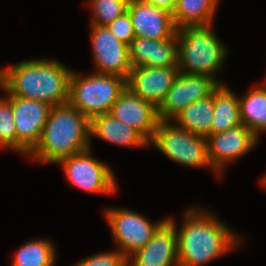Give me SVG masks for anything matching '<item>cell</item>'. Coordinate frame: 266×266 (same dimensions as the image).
Listing matches in <instances>:
<instances>
[{
	"instance_id": "18",
	"label": "cell",
	"mask_w": 266,
	"mask_h": 266,
	"mask_svg": "<svg viewBox=\"0 0 266 266\" xmlns=\"http://www.w3.org/2000/svg\"><path fill=\"white\" fill-rule=\"evenodd\" d=\"M90 139L93 136L102 140L127 147H144L149 142L135 129L120 122L111 113L90 119Z\"/></svg>"
},
{
	"instance_id": "7",
	"label": "cell",
	"mask_w": 266,
	"mask_h": 266,
	"mask_svg": "<svg viewBox=\"0 0 266 266\" xmlns=\"http://www.w3.org/2000/svg\"><path fill=\"white\" fill-rule=\"evenodd\" d=\"M106 220L112 229L118 251L127 259L139 249H142L152 238L158 228L168 219L158 223L148 221L141 214L129 209H108Z\"/></svg>"
},
{
	"instance_id": "10",
	"label": "cell",
	"mask_w": 266,
	"mask_h": 266,
	"mask_svg": "<svg viewBox=\"0 0 266 266\" xmlns=\"http://www.w3.org/2000/svg\"><path fill=\"white\" fill-rule=\"evenodd\" d=\"M218 85L209 76L179 72L158 108L159 120H172L191 103L209 96Z\"/></svg>"
},
{
	"instance_id": "28",
	"label": "cell",
	"mask_w": 266,
	"mask_h": 266,
	"mask_svg": "<svg viewBox=\"0 0 266 266\" xmlns=\"http://www.w3.org/2000/svg\"><path fill=\"white\" fill-rule=\"evenodd\" d=\"M143 2L153 5L158 8H163L170 13H173L176 5H177V0H142Z\"/></svg>"
},
{
	"instance_id": "1",
	"label": "cell",
	"mask_w": 266,
	"mask_h": 266,
	"mask_svg": "<svg viewBox=\"0 0 266 266\" xmlns=\"http://www.w3.org/2000/svg\"><path fill=\"white\" fill-rule=\"evenodd\" d=\"M71 72L56 60H24L0 69V87L9 96L38 100L53 107L68 102Z\"/></svg>"
},
{
	"instance_id": "8",
	"label": "cell",
	"mask_w": 266,
	"mask_h": 266,
	"mask_svg": "<svg viewBox=\"0 0 266 266\" xmlns=\"http://www.w3.org/2000/svg\"><path fill=\"white\" fill-rule=\"evenodd\" d=\"M91 148L63 158L62 164L67 179L79 189L102 194L116 190L115 176L111 168L91 156Z\"/></svg>"
},
{
	"instance_id": "16",
	"label": "cell",
	"mask_w": 266,
	"mask_h": 266,
	"mask_svg": "<svg viewBox=\"0 0 266 266\" xmlns=\"http://www.w3.org/2000/svg\"><path fill=\"white\" fill-rule=\"evenodd\" d=\"M127 11L132 20L135 37L165 40L177 33L172 13L163 8L142 0H129Z\"/></svg>"
},
{
	"instance_id": "2",
	"label": "cell",
	"mask_w": 266,
	"mask_h": 266,
	"mask_svg": "<svg viewBox=\"0 0 266 266\" xmlns=\"http://www.w3.org/2000/svg\"><path fill=\"white\" fill-rule=\"evenodd\" d=\"M184 214L183 226L176 228L179 266H202L239 245L240 237L211 212L190 208Z\"/></svg>"
},
{
	"instance_id": "23",
	"label": "cell",
	"mask_w": 266,
	"mask_h": 266,
	"mask_svg": "<svg viewBox=\"0 0 266 266\" xmlns=\"http://www.w3.org/2000/svg\"><path fill=\"white\" fill-rule=\"evenodd\" d=\"M48 239L32 240L23 244L14 255L12 266H54L56 248Z\"/></svg>"
},
{
	"instance_id": "9",
	"label": "cell",
	"mask_w": 266,
	"mask_h": 266,
	"mask_svg": "<svg viewBox=\"0 0 266 266\" xmlns=\"http://www.w3.org/2000/svg\"><path fill=\"white\" fill-rule=\"evenodd\" d=\"M7 99L12 104L17 152L28 155L41 139L52 106L38 100L16 96H7Z\"/></svg>"
},
{
	"instance_id": "26",
	"label": "cell",
	"mask_w": 266,
	"mask_h": 266,
	"mask_svg": "<svg viewBox=\"0 0 266 266\" xmlns=\"http://www.w3.org/2000/svg\"><path fill=\"white\" fill-rule=\"evenodd\" d=\"M107 28L121 42L130 45L135 38L133 24L129 12L126 11L118 16L114 21L107 25Z\"/></svg>"
},
{
	"instance_id": "12",
	"label": "cell",
	"mask_w": 266,
	"mask_h": 266,
	"mask_svg": "<svg viewBox=\"0 0 266 266\" xmlns=\"http://www.w3.org/2000/svg\"><path fill=\"white\" fill-rule=\"evenodd\" d=\"M258 138L243 124L209 135L207 137L208 160L215 174L219 177L224 166L250 151L256 145Z\"/></svg>"
},
{
	"instance_id": "6",
	"label": "cell",
	"mask_w": 266,
	"mask_h": 266,
	"mask_svg": "<svg viewBox=\"0 0 266 266\" xmlns=\"http://www.w3.org/2000/svg\"><path fill=\"white\" fill-rule=\"evenodd\" d=\"M160 120L149 143H152L166 157L178 164L190 167L211 168L208 160L207 138ZM175 125V126H174Z\"/></svg>"
},
{
	"instance_id": "29",
	"label": "cell",
	"mask_w": 266,
	"mask_h": 266,
	"mask_svg": "<svg viewBox=\"0 0 266 266\" xmlns=\"http://www.w3.org/2000/svg\"><path fill=\"white\" fill-rule=\"evenodd\" d=\"M260 182H261V185H263V187L265 188L266 187V174Z\"/></svg>"
},
{
	"instance_id": "15",
	"label": "cell",
	"mask_w": 266,
	"mask_h": 266,
	"mask_svg": "<svg viewBox=\"0 0 266 266\" xmlns=\"http://www.w3.org/2000/svg\"><path fill=\"white\" fill-rule=\"evenodd\" d=\"M178 73V67H133L127 79V88L158 109Z\"/></svg>"
},
{
	"instance_id": "5",
	"label": "cell",
	"mask_w": 266,
	"mask_h": 266,
	"mask_svg": "<svg viewBox=\"0 0 266 266\" xmlns=\"http://www.w3.org/2000/svg\"><path fill=\"white\" fill-rule=\"evenodd\" d=\"M127 88V79L112 74L82 76L72 70L68 102L89 120L110 113L113 104Z\"/></svg>"
},
{
	"instance_id": "17",
	"label": "cell",
	"mask_w": 266,
	"mask_h": 266,
	"mask_svg": "<svg viewBox=\"0 0 266 266\" xmlns=\"http://www.w3.org/2000/svg\"><path fill=\"white\" fill-rule=\"evenodd\" d=\"M133 67H178L177 35L165 40L135 37L129 45Z\"/></svg>"
},
{
	"instance_id": "4",
	"label": "cell",
	"mask_w": 266,
	"mask_h": 266,
	"mask_svg": "<svg viewBox=\"0 0 266 266\" xmlns=\"http://www.w3.org/2000/svg\"><path fill=\"white\" fill-rule=\"evenodd\" d=\"M211 26H188L177 30L178 69L182 73L209 76L221 84L215 74L223 65L227 49Z\"/></svg>"
},
{
	"instance_id": "25",
	"label": "cell",
	"mask_w": 266,
	"mask_h": 266,
	"mask_svg": "<svg viewBox=\"0 0 266 266\" xmlns=\"http://www.w3.org/2000/svg\"><path fill=\"white\" fill-rule=\"evenodd\" d=\"M17 151V135L12 104L7 99H0V148Z\"/></svg>"
},
{
	"instance_id": "24",
	"label": "cell",
	"mask_w": 266,
	"mask_h": 266,
	"mask_svg": "<svg viewBox=\"0 0 266 266\" xmlns=\"http://www.w3.org/2000/svg\"><path fill=\"white\" fill-rule=\"evenodd\" d=\"M128 2L129 0H90L89 5L95 15L92 24L107 26L127 11Z\"/></svg>"
},
{
	"instance_id": "13",
	"label": "cell",
	"mask_w": 266,
	"mask_h": 266,
	"mask_svg": "<svg viewBox=\"0 0 266 266\" xmlns=\"http://www.w3.org/2000/svg\"><path fill=\"white\" fill-rule=\"evenodd\" d=\"M175 224L168 218L151 240L128 258V266H179Z\"/></svg>"
},
{
	"instance_id": "21",
	"label": "cell",
	"mask_w": 266,
	"mask_h": 266,
	"mask_svg": "<svg viewBox=\"0 0 266 266\" xmlns=\"http://www.w3.org/2000/svg\"><path fill=\"white\" fill-rule=\"evenodd\" d=\"M219 0H177L172 13L177 29L188 26L212 25Z\"/></svg>"
},
{
	"instance_id": "14",
	"label": "cell",
	"mask_w": 266,
	"mask_h": 266,
	"mask_svg": "<svg viewBox=\"0 0 266 266\" xmlns=\"http://www.w3.org/2000/svg\"><path fill=\"white\" fill-rule=\"evenodd\" d=\"M110 113L120 122L137 130L148 142L160 121L158 109L149 101L133 94L128 88L113 104Z\"/></svg>"
},
{
	"instance_id": "3",
	"label": "cell",
	"mask_w": 266,
	"mask_h": 266,
	"mask_svg": "<svg viewBox=\"0 0 266 266\" xmlns=\"http://www.w3.org/2000/svg\"><path fill=\"white\" fill-rule=\"evenodd\" d=\"M90 120L69 102L51 107L41 139L28 154L40 162L58 163L91 148Z\"/></svg>"
},
{
	"instance_id": "27",
	"label": "cell",
	"mask_w": 266,
	"mask_h": 266,
	"mask_svg": "<svg viewBox=\"0 0 266 266\" xmlns=\"http://www.w3.org/2000/svg\"><path fill=\"white\" fill-rule=\"evenodd\" d=\"M75 266H128V259L117 249L83 259Z\"/></svg>"
},
{
	"instance_id": "20",
	"label": "cell",
	"mask_w": 266,
	"mask_h": 266,
	"mask_svg": "<svg viewBox=\"0 0 266 266\" xmlns=\"http://www.w3.org/2000/svg\"><path fill=\"white\" fill-rule=\"evenodd\" d=\"M237 96L223 83L214 89L211 134L221 133L242 124Z\"/></svg>"
},
{
	"instance_id": "11",
	"label": "cell",
	"mask_w": 266,
	"mask_h": 266,
	"mask_svg": "<svg viewBox=\"0 0 266 266\" xmlns=\"http://www.w3.org/2000/svg\"><path fill=\"white\" fill-rule=\"evenodd\" d=\"M92 51L96 73L118 75L128 79L132 66L129 46L119 41L107 26H91Z\"/></svg>"
},
{
	"instance_id": "19",
	"label": "cell",
	"mask_w": 266,
	"mask_h": 266,
	"mask_svg": "<svg viewBox=\"0 0 266 266\" xmlns=\"http://www.w3.org/2000/svg\"><path fill=\"white\" fill-rule=\"evenodd\" d=\"M214 114V90L212 93L185 107L173 119L178 127L207 138L211 135Z\"/></svg>"
},
{
	"instance_id": "22",
	"label": "cell",
	"mask_w": 266,
	"mask_h": 266,
	"mask_svg": "<svg viewBox=\"0 0 266 266\" xmlns=\"http://www.w3.org/2000/svg\"><path fill=\"white\" fill-rule=\"evenodd\" d=\"M240 117L244 126L248 127L257 137L266 132V86L253 88L245 96L239 98Z\"/></svg>"
}]
</instances>
